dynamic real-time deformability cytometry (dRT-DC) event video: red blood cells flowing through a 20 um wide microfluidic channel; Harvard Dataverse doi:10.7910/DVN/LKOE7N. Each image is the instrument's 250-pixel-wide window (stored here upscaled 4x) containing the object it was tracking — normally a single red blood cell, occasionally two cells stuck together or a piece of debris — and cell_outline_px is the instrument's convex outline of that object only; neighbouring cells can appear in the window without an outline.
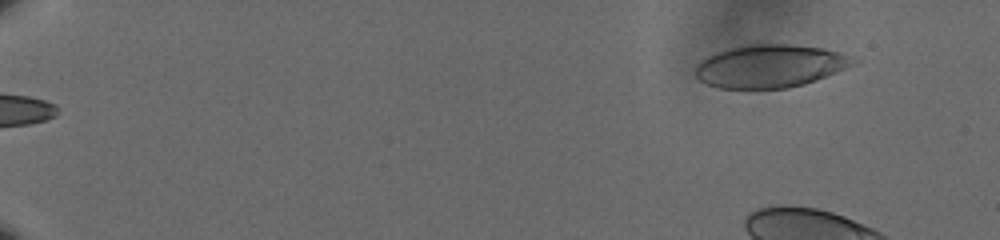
{"species": "human", "species_latin": "Homo sapiens", "temperature_condition": "cold", "stored_images_in_passage": 10, "camera_frame_rate_fps": 3000, "um_per_image_px": 0.085, "donor": {"sex": "male"}, "frame": {"image": 1, "passage_image": 1, "time_ms": 0.0, "image_size_px": [1000, 240], "cell_outline_px": [[860, 60], [844, 68], [804, 84], [788, 88], [720, 88], [708, 84], [700, 80], [696, 76], [696, 64], [700, 60], [716, 52], [732, 48], [752, 44], [792, 44], [824, 48], [840, 52]], "centroid_in_image_um": [65.44, 5.61], "position_along_channel_um": 19.6, "area_um2": 39.07}}